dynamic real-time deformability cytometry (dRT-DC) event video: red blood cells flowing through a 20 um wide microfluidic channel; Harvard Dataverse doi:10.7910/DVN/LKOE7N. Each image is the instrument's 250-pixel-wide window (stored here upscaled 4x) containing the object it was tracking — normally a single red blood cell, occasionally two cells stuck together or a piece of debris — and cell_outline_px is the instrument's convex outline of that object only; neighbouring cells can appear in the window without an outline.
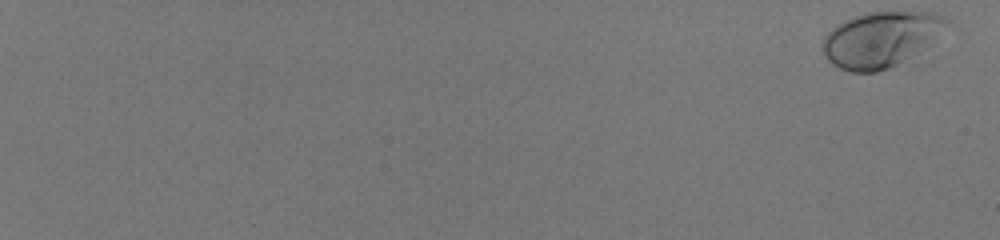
{"species": "human", "species_latin": "Homo sapiens", "temperature_condition": "room temperature", "stored_images_in_passage": 58, "camera_frame_rate_fps": 3000, "um_per_image_px": 0.085, "donor": {"sex": "male"}, "frame": {"image": 1, "passage_image": 1, "time_ms": 0.0, "image_size_px": [1000, 240], "cell_outline_px": [[952, 24], [932, 44], [892, 68], [876, 72], [852, 72], [840, 68], [832, 64], [824, 56], [820, 48], [820, 44], [824, 36], [836, 24], [856, 16], [868, 12], [932, 12], [948, 20]], "centroid_in_image_um": [74.88, 3.36], "position_along_channel_um": 10.1, "area_um2": 40.63}}
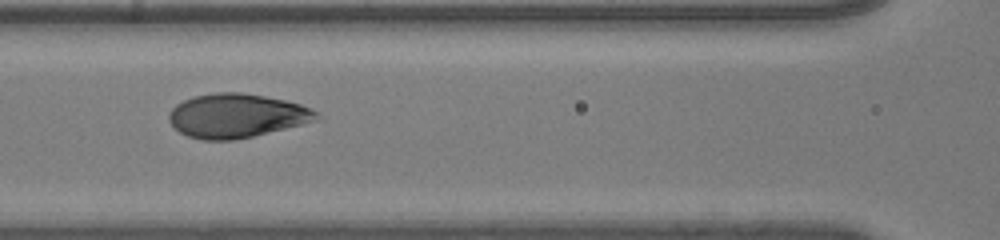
{"frame": {"image": 2, "passage_image": 33, "time_ms": 10.667, "image_size_px": [1000, 240], "cell_outline_px": [[320, 116], [316, 120], [252, 136], [232, 140], [204, 140], [188, 136], [180, 132], [168, 120], [168, 112], [176, 104], [192, 96], [216, 92], [240, 92], [264, 96], [284, 100], [300, 104], [312, 108], [320, 112]], "centroid_in_image_um": [20.09, 9.82], "position_along_channel_um": 146.5, "area_um2": 37.63}}
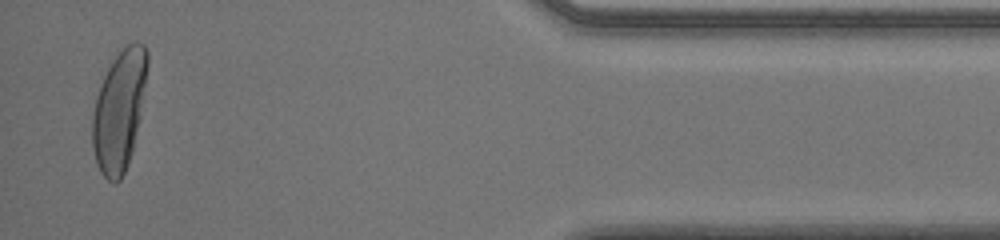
{"frame": {"image": 3, "passage_image": 57, "time_ms": 18.667, "image_size_px": [1000, 240], "cell_outline_px": [[148, 64], [140, 116], [132, 152], [128, 164], [120, 180], [116, 184], [112, 184], [100, 172], [96, 164], [92, 144], [92, 116], [96, 96], [100, 84], [112, 60], [124, 44], [136, 40], [144, 44], [148, 52]], "centroid_in_image_um": [10.13, 9.37], "position_along_channel_um": 425.1, "area_um2": 38.9}, "authors_computed_cell_mechanics": {"area_um2": 37.4833, "velocity_mm_per_s": 4.0093, "shape_relaxation_time_tau1_ms": 3.1171, "shape_relaxation_time_tau2_ms": null, "deformation_change_tau1": 0.1714, "deformation_change_tau2": null}}